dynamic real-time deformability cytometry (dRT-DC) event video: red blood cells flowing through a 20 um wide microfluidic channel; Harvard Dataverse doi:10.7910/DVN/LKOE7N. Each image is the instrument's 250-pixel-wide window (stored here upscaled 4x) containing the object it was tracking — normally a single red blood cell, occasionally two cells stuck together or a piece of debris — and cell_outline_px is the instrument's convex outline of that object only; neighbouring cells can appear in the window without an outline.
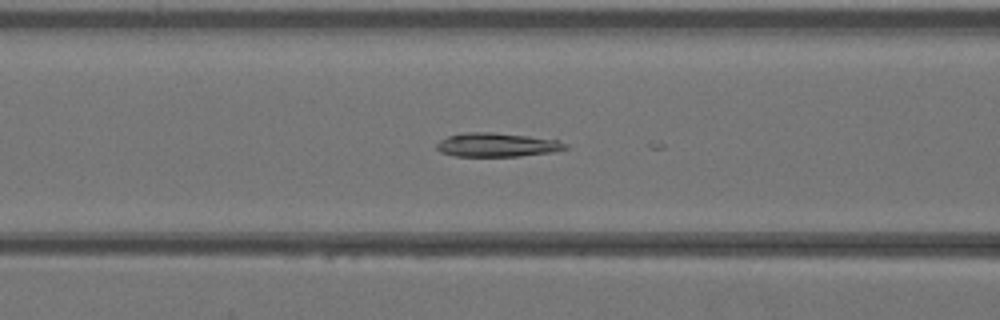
{"species": "Egyptian fruit bat (a non-hibernating species)", "species_latin": "Rousettus aegyptiacus", "temperature_condition": "warm", "stored_images_in_passage": 41, "camera_frame_rate_fps": 3000, "um_per_image_px": 0.085, "animal": {"sex": "female"}, "frame": {"image": 1, "passage_image": 17, "time_ms": 5.333, "image_size_px": [1000, 320], "cell_outline_px": [[568, 148], [556, 152], [520, 156], [456, 156], [440, 152], [436, 148], [436, 144], [440, 140], [448, 136], [468, 132], [492, 132], [528, 136], [556, 140], [568, 144]], "centroid_in_image_um": [42.26, 12.32], "position_along_channel_um": 124.3, "area_um2": 17.92}}
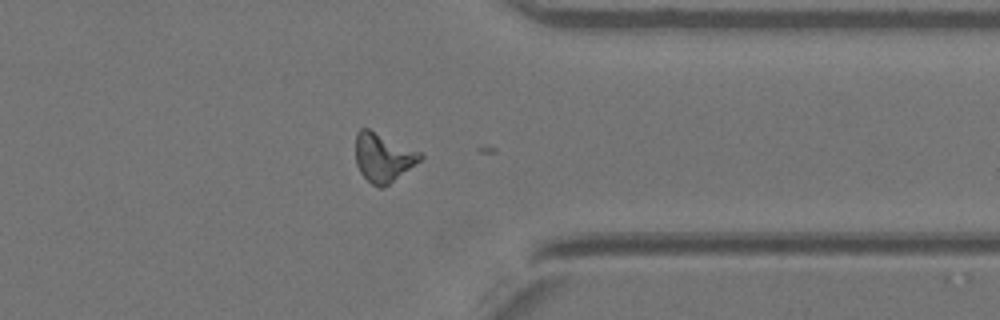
{"frame": {"image": 2, "passage_image": 33, "time_ms": 10.667, "image_size_px": [1000, 320], "cell_outline_px": [[424, 156], [420, 160], [384, 188], [380, 188], [372, 184], [360, 172], [356, 164], [356, 132], [360, 128], [368, 128], [420, 152]], "centroid_in_image_um": [32.54, 13.38], "position_along_channel_um": 378.9, "area_um2": 18.09}}
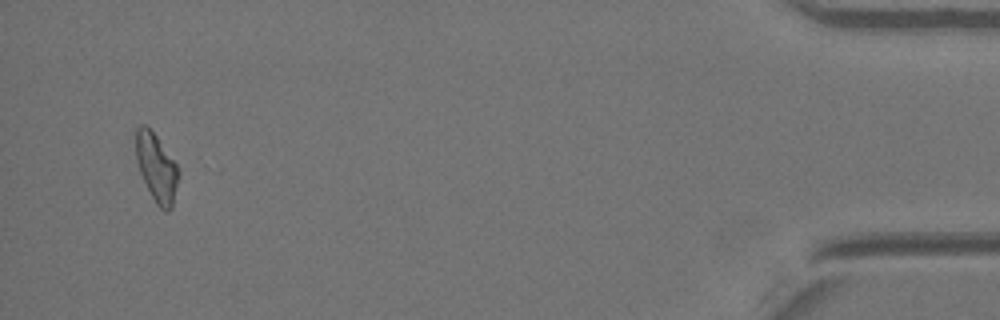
{"frame": {"image": 3, "passage_image": 40, "time_ms": 13.0, "image_size_px": [1000, 320], "cell_outline_px": [[180, 176], [172, 208], [168, 212], [160, 208], [156, 204], [140, 172], [136, 156], [136, 128], [140, 124], [144, 124], [156, 136], [176, 164], [180, 172]], "centroid_in_image_um": [13.32, 14.28], "position_along_channel_um": 421.9, "area_um2": 16.7}}